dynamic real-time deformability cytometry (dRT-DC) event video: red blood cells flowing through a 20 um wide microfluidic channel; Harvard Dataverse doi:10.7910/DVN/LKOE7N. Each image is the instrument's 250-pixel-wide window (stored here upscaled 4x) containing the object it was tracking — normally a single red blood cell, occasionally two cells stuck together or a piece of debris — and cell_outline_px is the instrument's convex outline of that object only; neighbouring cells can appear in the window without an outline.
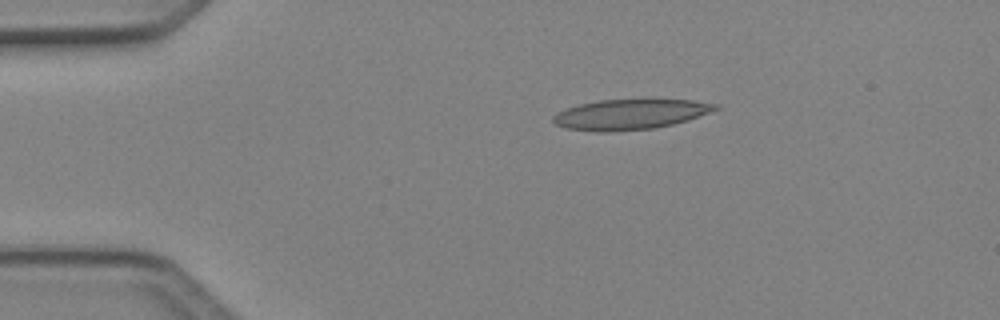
{"species": "Egyptian fruit bat (a non-hibernating species)", "species_latin": "Rousettus aegyptiacus", "temperature_condition": "cold", "stored_images_in_passage": 3, "camera_frame_rate_fps": 3000, "um_per_image_px": 0.085, "animal": {"sex": "female"}, "frame": {"image": 1, "passage_image": 1, "time_ms": 0.0, "image_size_px": [1000, 320], "cell_outline_px": [[720, 108], [688, 120], [672, 124], [652, 128], [608, 132], [600, 132], [568, 128], [556, 124], [552, 120], [552, 116], [556, 112], [580, 104], [600, 100], [640, 96], [648, 96], [692, 100], [720, 104]], "centroid_in_image_um": [53.63, 9.65], "position_along_channel_um": 31.4, "area_um2": 29.71}}
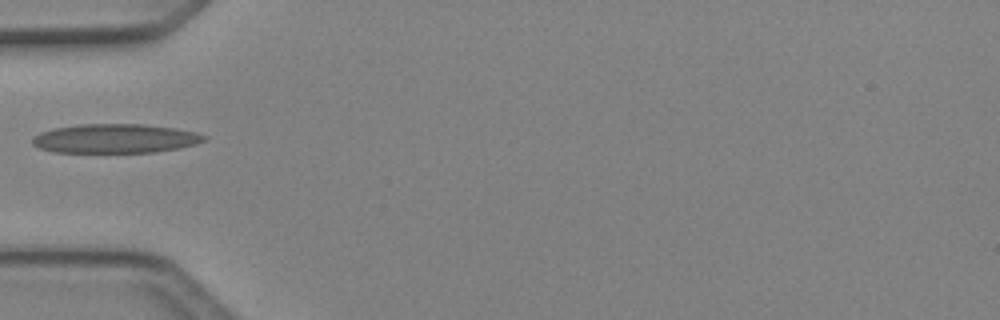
{"frame": {"image": 2, "passage_image": 3, "time_ms": 0.667, "image_size_px": [1000, 320], "cell_outline_px": [[208, 136], [204, 140], [196, 144], [180, 148], [156, 152], [56, 152], [40, 148], [32, 144], [32, 136], [40, 132], [52, 128], [76, 124], [144, 124], [176, 128], [196, 132]], "centroid_in_image_um": [9.79, 11.76], "position_along_channel_um": 75.2, "area_um2": 29.36}}